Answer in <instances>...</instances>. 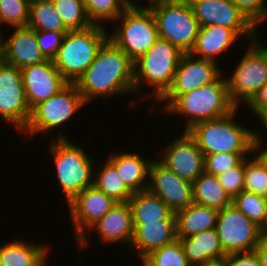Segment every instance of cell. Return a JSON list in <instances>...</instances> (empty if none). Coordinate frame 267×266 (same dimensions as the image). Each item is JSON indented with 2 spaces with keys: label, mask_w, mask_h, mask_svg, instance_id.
Instances as JSON below:
<instances>
[{
  "label": "cell",
  "mask_w": 267,
  "mask_h": 266,
  "mask_svg": "<svg viewBox=\"0 0 267 266\" xmlns=\"http://www.w3.org/2000/svg\"><path fill=\"white\" fill-rule=\"evenodd\" d=\"M128 204L132 212L133 225H144L158 221H176L175 214L169 207L148 190L133 193Z\"/></svg>",
  "instance_id": "25"
},
{
  "label": "cell",
  "mask_w": 267,
  "mask_h": 266,
  "mask_svg": "<svg viewBox=\"0 0 267 266\" xmlns=\"http://www.w3.org/2000/svg\"><path fill=\"white\" fill-rule=\"evenodd\" d=\"M117 20L120 24H115L109 40L134 62L159 39L154 16L144 5L129 6Z\"/></svg>",
  "instance_id": "8"
},
{
  "label": "cell",
  "mask_w": 267,
  "mask_h": 266,
  "mask_svg": "<svg viewBox=\"0 0 267 266\" xmlns=\"http://www.w3.org/2000/svg\"><path fill=\"white\" fill-rule=\"evenodd\" d=\"M88 18L93 25L105 26L106 21H116L129 7L123 0H83ZM103 22V23H102Z\"/></svg>",
  "instance_id": "32"
},
{
  "label": "cell",
  "mask_w": 267,
  "mask_h": 266,
  "mask_svg": "<svg viewBox=\"0 0 267 266\" xmlns=\"http://www.w3.org/2000/svg\"><path fill=\"white\" fill-rule=\"evenodd\" d=\"M117 203L94 185L85 188L68 203L69 215L78 241L88 229Z\"/></svg>",
  "instance_id": "16"
},
{
  "label": "cell",
  "mask_w": 267,
  "mask_h": 266,
  "mask_svg": "<svg viewBox=\"0 0 267 266\" xmlns=\"http://www.w3.org/2000/svg\"><path fill=\"white\" fill-rule=\"evenodd\" d=\"M19 239L0 245V262L2 266H47L48 246Z\"/></svg>",
  "instance_id": "26"
},
{
  "label": "cell",
  "mask_w": 267,
  "mask_h": 266,
  "mask_svg": "<svg viewBox=\"0 0 267 266\" xmlns=\"http://www.w3.org/2000/svg\"><path fill=\"white\" fill-rule=\"evenodd\" d=\"M246 18L258 28L267 12L266 0H231Z\"/></svg>",
  "instance_id": "40"
},
{
  "label": "cell",
  "mask_w": 267,
  "mask_h": 266,
  "mask_svg": "<svg viewBox=\"0 0 267 266\" xmlns=\"http://www.w3.org/2000/svg\"><path fill=\"white\" fill-rule=\"evenodd\" d=\"M185 94H164L157 102H165L163 110L185 117V130L194 124L228 115L236 106L230 101L226 77Z\"/></svg>",
  "instance_id": "2"
},
{
  "label": "cell",
  "mask_w": 267,
  "mask_h": 266,
  "mask_svg": "<svg viewBox=\"0 0 267 266\" xmlns=\"http://www.w3.org/2000/svg\"><path fill=\"white\" fill-rule=\"evenodd\" d=\"M241 38L234 30L217 25L200 27L195 45L190 54L200 59L216 62V58Z\"/></svg>",
  "instance_id": "23"
},
{
  "label": "cell",
  "mask_w": 267,
  "mask_h": 266,
  "mask_svg": "<svg viewBox=\"0 0 267 266\" xmlns=\"http://www.w3.org/2000/svg\"><path fill=\"white\" fill-rule=\"evenodd\" d=\"M142 264L141 266H191L179 239L153 250L142 260Z\"/></svg>",
  "instance_id": "34"
},
{
  "label": "cell",
  "mask_w": 267,
  "mask_h": 266,
  "mask_svg": "<svg viewBox=\"0 0 267 266\" xmlns=\"http://www.w3.org/2000/svg\"><path fill=\"white\" fill-rule=\"evenodd\" d=\"M75 84L86 104L97 97L134 94V61L108 39Z\"/></svg>",
  "instance_id": "1"
},
{
  "label": "cell",
  "mask_w": 267,
  "mask_h": 266,
  "mask_svg": "<svg viewBox=\"0 0 267 266\" xmlns=\"http://www.w3.org/2000/svg\"><path fill=\"white\" fill-rule=\"evenodd\" d=\"M263 136H261L260 133L257 132H253V139H254V152L253 154H256V156L259 158V160L266 166L267 168V148L264 147L262 148V150H260L261 146L264 144L262 143L263 139H262ZM258 150V151H257ZM260 151V152H259Z\"/></svg>",
  "instance_id": "43"
},
{
  "label": "cell",
  "mask_w": 267,
  "mask_h": 266,
  "mask_svg": "<svg viewBox=\"0 0 267 266\" xmlns=\"http://www.w3.org/2000/svg\"><path fill=\"white\" fill-rule=\"evenodd\" d=\"M30 0H0V25L28 26Z\"/></svg>",
  "instance_id": "36"
},
{
  "label": "cell",
  "mask_w": 267,
  "mask_h": 266,
  "mask_svg": "<svg viewBox=\"0 0 267 266\" xmlns=\"http://www.w3.org/2000/svg\"><path fill=\"white\" fill-rule=\"evenodd\" d=\"M153 14L159 38L190 53L199 34L200 25L188 1L166 0L146 6Z\"/></svg>",
  "instance_id": "7"
},
{
  "label": "cell",
  "mask_w": 267,
  "mask_h": 266,
  "mask_svg": "<svg viewBox=\"0 0 267 266\" xmlns=\"http://www.w3.org/2000/svg\"><path fill=\"white\" fill-rule=\"evenodd\" d=\"M244 191L267 195V168L255 154L251 159L245 158Z\"/></svg>",
  "instance_id": "35"
},
{
  "label": "cell",
  "mask_w": 267,
  "mask_h": 266,
  "mask_svg": "<svg viewBox=\"0 0 267 266\" xmlns=\"http://www.w3.org/2000/svg\"><path fill=\"white\" fill-rule=\"evenodd\" d=\"M108 39L106 26L68 31L53 59L54 65L68 83H76Z\"/></svg>",
  "instance_id": "5"
},
{
  "label": "cell",
  "mask_w": 267,
  "mask_h": 266,
  "mask_svg": "<svg viewBox=\"0 0 267 266\" xmlns=\"http://www.w3.org/2000/svg\"><path fill=\"white\" fill-rule=\"evenodd\" d=\"M123 1H125L126 4L129 6H137L136 2H134V1L132 2V0H123Z\"/></svg>",
  "instance_id": "47"
},
{
  "label": "cell",
  "mask_w": 267,
  "mask_h": 266,
  "mask_svg": "<svg viewBox=\"0 0 267 266\" xmlns=\"http://www.w3.org/2000/svg\"><path fill=\"white\" fill-rule=\"evenodd\" d=\"M232 204L266 233V205L264 196L242 191Z\"/></svg>",
  "instance_id": "33"
},
{
  "label": "cell",
  "mask_w": 267,
  "mask_h": 266,
  "mask_svg": "<svg viewBox=\"0 0 267 266\" xmlns=\"http://www.w3.org/2000/svg\"><path fill=\"white\" fill-rule=\"evenodd\" d=\"M211 266H225L224 263H217V264H214V265H211Z\"/></svg>",
  "instance_id": "50"
},
{
  "label": "cell",
  "mask_w": 267,
  "mask_h": 266,
  "mask_svg": "<svg viewBox=\"0 0 267 266\" xmlns=\"http://www.w3.org/2000/svg\"><path fill=\"white\" fill-rule=\"evenodd\" d=\"M183 54L175 45L159 38L145 54L134 62L135 94L142 92L140 89L145 83L154 91L149 97H155L158 101L171 87Z\"/></svg>",
  "instance_id": "6"
},
{
  "label": "cell",
  "mask_w": 267,
  "mask_h": 266,
  "mask_svg": "<svg viewBox=\"0 0 267 266\" xmlns=\"http://www.w3.org/2000/svg\"><path fill=\"white\" fill-rule=\"evenodd\" d=\"M177 238L216 228L218 210L192 203L175 213Z\"/></svg>",
  "instance_id": "27"
},
{
  "label": "cell",
  "mask_w": 267,
  "mask_h": 266,
  "mask_svg": "<svg viewBox=\"0 0 267 266\" xmlns=\"http://www.w3.org/2000/svg\"><path fill=\"white\" fill-rule=\"evenodd\" d=\"M266 205V215H267V195L264 197ZM266 234H267V216H266Z\"/></svg>",
  "instance_id": "48"
},
{
  "label": "cell",
  "mask_w": 267,
  "mask_h": 266,
  "mask_svg": "<svg viewBox=\"0 0 267 266\" xmlns=\"http://www.w3.org/2000/svg\"><path fill=\"white\" fill-rule=\"evenodd\" d=\"M225 266H261L256 251L232 253L226 255L223 260Z\"/></svg>",
  "instance_id": "41"
},
{
  "label": "cell",
  "mask_w": 267,
  "mask_h": 266,
  "mask_svg": "<svg viewBox=\"0 0 267 266\" xmlns=\"http://www.w3.org/2000/svg\"><path fill=\"white\" fill-rule=\"evenodd\" d=\"M117 169V173L132 193L147 190L149 167L153 159H142L138 153H111L107 158Z\"/></svg>",
  "instance_id": "24"
},
{
  "label": "cell",
  "mask_w": 267,
  "mask_h": 266,
  "mask_svg": "<svg viewBox=\"0 0 267 266\" xmlns=\"http://www.w3.org/2000/svg\"><path fill=\"white\" fill-rule=\"evenodd\" d=\"M260 259L261 266H267V234L263 233L258 245L255 248Z\"/></svg>",
  "instance_id": "44"
},
{
  "label": "cell",
  "mask_w": 267,
  "mask_h": 266,
  "mask_svg": "<svg viewBox=\"0 0 267 266\" xmlns=\"http://www.w3.org/2000/svg\"><path fill=\"white\" fill-rule=\"evenodd\" d=\"M93 230L98 233L104 243H129L130 246L134 237V225L132 212L128 202H117L113 208L91 226L78 241L79 249H86L90 240L87 233Z\"/></svg>",
  "instance_id": "18"
},
{
  "label": "cell",
  "mask_w": 267,
  "mask_h": 266,
  "mask_svg": "<svg viewBox=\"0 0 267 266\" xmlns=\"http://www.w3.org/2000/svg\"><path fill=\"white\" fill-rule=\"evenodd\" d=\"M220 185L233 199L244 191L245 184V158L235 167L216 176Z\"/></svg>",
  "instance_id": "38"
},
{
  "label": "cell",
  "mask_w": 267,
  "mask_h": 266,
  "mask_svg": "<svg viewBox=\"0 0 267 266\" xmlns=\"http://www.w3.org/2000/svg\"><path fill=\"white\" fill-rule=\"evenodd\" d=\"M192 191L193 203L199 205L219 211L232 204V198L220 185L218 178L206 172L192 183Z\"/></svg>",
  "instance_id": "28"
},
{
  "label": "cell",
  "mask_w": 267,
  "mask_h": 266,
  "mask_svg": "<svg viewBox=\"0 0 267 266\" xmlns=\"http://www.w3.org/2000/svg\"><path fill=\"white\" fill-rule=\"evenodd\" d=\"M252 41L243 58L236 64L231 77H227L230 101L240 107L246 105L267 82V45Z\"/></svg>",
  "instance_id": "9"
},
{
  "label": "cell",
  "mask_w": 267,
  "mask_h": 266,
  "mask_svg": "<svg viewBox=\"0 0 267 266\" xmlns=\"http://www.w3.org/2000/svg\"><path fill=\"white\" fill-rule=\"evenodd\" d=\"M200 27L217 25L234 30L241 38L257 39L256 27L231 0H191Z\"/></svg>",
  "instance_id": "13"
},
{
  "label": "cell",
  "mask_w": 267,
  "mask_h": 266,
  "mask_svg": "<svg viewBox=\"0 0 267 266\" xmlns=\"http://www.w3.org/2000/svg\"><path fill=\"white\" fill-rule=\"evenodd\" d=\"M31 115L22 82L21 69L0 62V116L22 132Z\"/></svg>",
  "instance_id": "12"
},
{
  "label": "cell",
  "mask_w": 267,
  "mask_h": 266,
  "mask_svg": "<svg viewBox=\"0 0 267 266\" xmlns=\"http://www.w3.org/2000/svg\"><path fill=\"white\" fill-rule=\"evenodd\" d=\"M54 9L69 31L84 30L92 26L83 0H51Z\"/></svg>",
  "instance_id": "31"
},
{
  "label": "cell",
  "mask_w": 267,
  "mask_h": 266,
  "mask_svg": "<svg viewBox=\"0 0 267 266\" xmlns=\"http://www.w3.org/2000/svg\"><path fill=\"white\" fill-rule=\"evenodd\" d=\"M216 231L226 255L254 251L263 231L233 204L218 211Z\"/></svg>",
  "instance_id": "11"
},
{
  "label": "cell",
  "mask_w": 267,
  "mask_h": 266,
  "mask_svg": "<svg viewBox=\"0 0 267 266\" xmlns=\"http://www.w3.org/2000/svg\"><path fill=\"white\" fill-rule=\"evenodd\" d=\"M28 26L36 31H69L51 0H30Z\"/></svg>",
  "instance_id": "29"
},
{
  "label": "cell",
  "mask_w": 267,
  "mask_h": 266,
  "mask_svg": "<svg viewBox=\"0 0 267 266\" xmlns=\"http://www.w3.org/2000/svg\"><path fill=\"white\" fill-rule=\"evenodd\" d=\"M46 60L39 48L36 30L29 26L14 27L11 36L3 41V61L19 69Z\"/></svg>",
  "instance_id": "20"
},
{
  "label": "cell",
  "mask_w": 267,
  "mask_h": 266,
  "mask_svg": "<svg viewBox=\"0 0 267 266\" xmlns=\"http://www.w3.org/2000/svg\"><path fill=\"white\" fill-rule=\"evenodd\" d=\"M2 34H0V62L3 61V36H1Z\"/></svg>",
  "instance_id": "46"
},
{
  "label": "cell",
  "mask_w": 267,
  "mask_h": 266,
  "mask_svg": "<svg viewBox=\"0 0 267 266\" xmlns=\"http://www.w3.org/2000/svg\"><path fill=\"white\" fill-rule=\"evenodd\" d=\"M250 153L221 152L205 155V172L217 176L237 166Z\"/></svg>",
  "instance_id": "37"
},
{
  "label": "cell",
  "mask_w": 267,
  "mask_h": 266,
  "mask_svg": "<svg viewBox=\"0 0 267 266\" xmlns=\"http://www.w3.org/2000/svg\"><path fill=\"white\" fill-rule=\"evenodd\" d=\"M217 62L184 53L174 74L171 87L165 94H185L214 82L221 74Z\"/></svg>",
  "instance_id": "19"
},
{
  "label": "cell",
  "mask_w": 267,
  "mask_h": 266,
  "mask_svg": "<svg viewBox=\"0 0 267 266\" xmlns=\"http://www.w3.org/2000/svg\"><path fill=\"white\" fill-rule=\"evenodd\" d=\"M245 106L255 115L267 108V82Z\"/></svg>",
  "instance_id": "42"
},
{
  "label": "cell",
  "mask_w": 267,
  "mask_h": 266,
  "mask_svg": "<svg viewBox=\"0 0 267 266\" xmlns=\"http://www.w3.org/2000/svg\"><path fill=\"white\" fill-rule=\"evenodd\" d=\"M85 105L77 85L68 83L56 95L39 103L31 110L29 122L21 133L33 137L39 133L45 135L55 128L58 130Z\"/></svg>",
  "instance_id": "10"
},
{
  "label": "cell",
  "mask_w": 267,
  "mask_h": 266,
  "mask_svg": "<svg viewBox=\"0 0 267 266\" xmlns=\"http://www.w3.org/2000/svg\"><path fill=\"white\" fill-rule=\"evenodd\" d=\"M237 110L238 107L226 116L198 122L187 130L204 155L254 152V131L234 120Z\"/></svg>",
  "instance_id": "3"
},
{
  "label": "cell",
  "mask_w": 267,
  "mask_h": 266,
  "mask_svg": "<svg viewBox=\"0 0 267 266\" xmlns=\"http://www.w3.org/2000/svg\"><path fill=\"white\" fill-rule=\"evenodd\" d=\"M93 185L117 202H128L133 196L117 173L116 167L108 159L100 171L94 172Z\"/></svg>",
  "instance_id": "30"
},
{
  "label": "cell",
  "mask_w": 267,
  "mask_h": 266,
  "mask_svg": "<svg viewBox=\"0 0 267 266\" xmlns=\"http://www.w3.org/2000/svg\"><path fill=\"white\" fill-rule=\"evenodd\" d=\"M158 160L191 184L205 172V155L187 131L173 138Z\"/></svg>",
  "instance_id": "14"
},
{
  "label": "cell",
  "mask_w": 267,
  "mask_h": 266,
  "mask_svg": "<svg viewBox=\"0 0 267 266\" xmlns=\"http://www.w3.org/2000/svg\"><path fill=\"white\" fill-rule=\"evenodd\" d=\"M177 239H179L184 255L191 266H211L223 263L226 257L215 228L191 237Z\"/></svg>",
  "instance_id": "21"
},
{
  "label": "cell",
  "mask_w": 267,
  "mask_h": 266,
  "mask_svg": "<svg viewBox=\"0 0 267 266\" xmlns=\"http://www.w3.org/2000/svg\"><path fill=\"white\" fill-rule=\"evenodd\" d=\"M57 134L50 141V153L56 168V176L60 187L66 197V203L82 190L93 186L95 166L93 160L84 151L82 146L70 142L65 134Z\"/></svg>",
  "instance_id": "4"
},
{
  "label": "cell",
  "mask_w": 267,
  "mask_h": 266,
  "mask_svg": "<svg viewBox=\"0 0 267 266\" xmlns=\"http://www.w3.org/2000/svg\"><path fill=\"white\" fill-rule=\"evenodd\" d=\"M67 32L36 31L39 48L46 59L53 60Z\"/></svg>",
  "instance_id": "39"
},
{
  "label": "cell",
  "mask_w": 267,
  "mask_h": 266,
  "mask_svg": "<svg viewBox=\"0 0 267 266\" xmlns=\"http://www.w3.org/2000/svg\"><path fill=\"white\" fill-rule=\"evenodd\" d=\"M255 116H257L259 121L263 124L264 130L267 131V108H265L262 111L258 112Z\"/></svg>",
  "instance_id": "45"
},
{
  "label": "cell",
  "mask_w": 267,
  "mask_h": 266,
  "mask_svg": "<svg viewBox=\"0 0 267 266\" xmlns=\"http://www.w3.org/2000/svg\"><path fill=\"white\" fill-rule=\"evenodd\" d=\"M27 103L32 110L39 103L56 95L68 82L54 65L53 60L21 69Z\"/></svg>",
  "instance_id": "17"
},
{
  "label": "cell",
  "mask_w": 267,
  "mask_h": 266,
  "mask_svg": "<svg viewBox=\"0 0 267 266\" xmlns=\"http://www.w3.org/2000/svg\"><path fill=\"white\" fill-rule=\"evenodd\" d=\"M176 239V221H158L134 225V237L130 246L143 260L153 250L170 244Z\"/></svg>",
  "instance_id": "22"
},
{
  "label": "cell",
  "mask_w": 267,
  "mask_h": 266,
  "mask_svg": "<svg viewBox=\"0 0 267 266\" xmlns=\"http://www.w3.org/2000/svg\"><path fill=\"white\" fill-rule=\"evenodd\" d=\"M147 190L158 196L175 214L193 203L192 184L180 178L159 160L149 167Z\"/></svg>",
  "instance_id": "15"
},
{
  "label": "cell",
  "mask_w": 267,
  "mask_h": 266,
  "mask_svg": "<svg viewBox=\"0 0 267 266\" xmlns=\"http://www.w3.org/2000/svg\"><path fill=\"white\" fill-rule=\"evenodd\" d=\"M149 1V5L154 3V2H158V1H166V0H148Z\"/></svg>",
  "instance_id": "49"
}]
</instances>
